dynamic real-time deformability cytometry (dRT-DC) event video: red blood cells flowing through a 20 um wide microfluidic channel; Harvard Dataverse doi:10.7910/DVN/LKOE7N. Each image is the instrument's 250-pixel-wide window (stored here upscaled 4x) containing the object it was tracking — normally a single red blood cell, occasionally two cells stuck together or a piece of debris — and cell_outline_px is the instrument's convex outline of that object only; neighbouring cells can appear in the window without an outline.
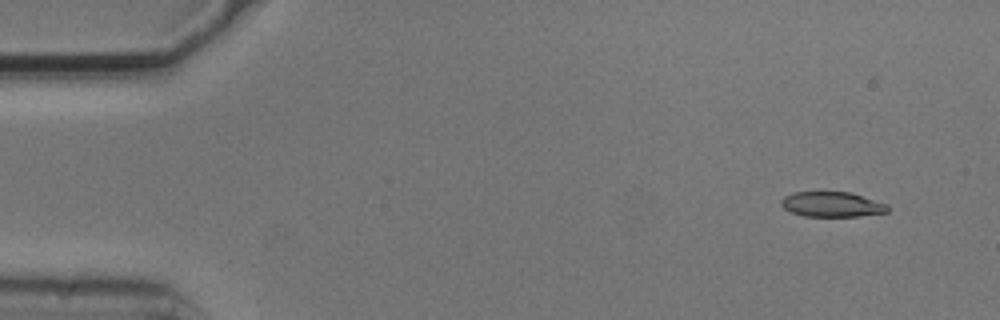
{"species": "common noctule bat (a hibernating species)", "species_latin": "Nyctalus noctula", "temperature_condition": "cold", "stored_images_in_passage": 6, "camera_frame_rate_fps": 3000, "um_per_image_px": 0.085, "animal": {"sex": "male", "body_mass_g": 20.5, "forearm_length_mm": 52.5}, "frame": {"image": 1, "passage_image": 2, "time_ms": 0.333, "image_size_px": [1000, 320], "cell_outline_px": [[888, 212], [860, 216], [804, 216], [792, 212], [784, 208], [780, 204], [780, 200], [784, 196], [792, 192], [848, 192], [888, 204]], "centroid_in_image_um": [70.69, 17.37], "position_along_channel_um": 14.3, "area_um2": 15.49}}
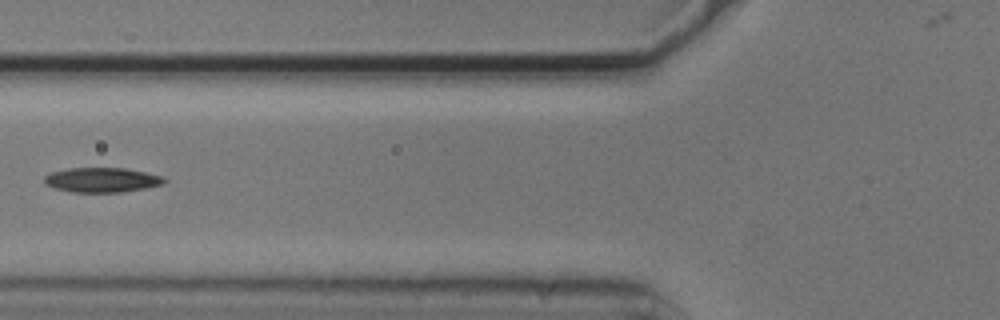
{"frame": {"image": 2, "passage_image": 6, "time_ms": 1.667, "image_size_px": [1000, 320], "cell_outline_px": [[168, 180], [164, 184], [124, 192], [72, 192], [52, 188], [44, 184], [44, 176], [52, 172], [68, 168], [124, 168], [164, 176]], "centroid_in_image_um": [8.66, 15.3], "position_along_channel_um": 117.1, "area_um2": 17.4}}